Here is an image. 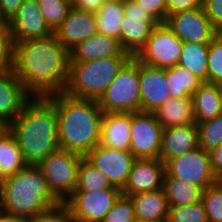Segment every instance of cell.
I'll return each instance as SVG.
<instances>
[{"label":"cell","instance_id":"1","mask_svg":"<svg viewBox=\"0 0 222 222\" xmlns=\"http://www.w3.org/2000/svg\"><path fill=\"white\" fill-rule=\"evenodd\" d=\"M70 53L51 35L15 43L14 71L32 97L64 92L69 78Z\"/></svg>","mask_w":222,"mask_h":222},{"label":"cell","instance_id":"2","mask_svg":"<svg viewBox=\"0 0 222 222\" xmlns=\"http://www.w3.org/2000/svg\"><path fill=\"white\" fill-rule=\"evenodd\" d=\"M9 130L28 164L37 165L60 149L57 109L49 97H32Z\"/></svg>","mask_w":222,"mask_h":222},{"label":"cell","instance_id":"3","mask_svg":"<svg viewBox=\"0 0 222 222\" xmlns=\"http://www.w3.org/2000/svg\"><path fill=\"white\" fill-rule=\"evenodd\" d=\"M49 98L57 109L60 149L85 157L101 139L103 110L98 100L74 98L65 92Z\"/></svg>","mask_w":222,"mask_h":222},{"label":"cell","instance_id":"4","mask_svg":"<svg viewBox=\"0 0 222 222\" xmlns=\"http://www.w3.org/2000/svg\"><path fill=\"white\" fill-rule=\"evenodd\" d=\"M58 203L36 164H28L13 176L0 181V211L26 222Z\"/></svg>","mask_w":222,"mask_h":222},{"label":"cell","instance_id":"5","mask_svg":"<svg viewBox=\"0 0 222 222\" xmlns=\"http://www.w3.org/2000/svg\"><path fill=\"white\" fill-rule=\"evenodd\" d=\"M131 57L111 56L87 62H69V78L64 92L74 98L99 100Z\"/></svg>","mask_w":222,"mask_h":222},{"label":"cell","instance_id":"6","mask_svg":"<svg viewBox=\"0 0 222 222\" xmlns=\"http://www.w3.org/2000/svg\"><path fill=\"white\" fill-rule=\"evenodd\" d=\"M103 113L141 112L139 61L131 57L98 100Z\"/></svg>","mask_w":222,"mask_h":222},{"label":"cell","instance_id":"7","mask_svg":"<svg viewBox=\"0 0 222 222\" xmlns=\"http://www.w3.org/2000/svg\"><path fill=\"white\" fill-rule=\"evenodd\" d=\"M82 158L77 153L59 149L37 164L48 189L59 202H64L76 190Z\"/></svg>","mask_w":222,"mask_h":222},{"label":"cell","instance_id":"8","mask_svg":"<svg viewBox=\"0 0 222 222\" xmlns=\"http://www.w3.org/2000/svg\"><path fill=\"white\" fill-rule=\"evenodd\" d=\"M183 41L174 32L160 23L155 26L145 45L134 58L150 67L168 69L178 64Z\"/></svg>","mask_w":222,"mask_h":222},{"label":"cell","instance_id":"9","mask_svg":"<svg viewBox=\"0 0 222 222\" xmlns=\"http://www.w3.org/2000/svg\"><path fill=\"white\" fill-rule=\"evenodd\" d=\"M123 6L124 17L121 21L119 42L122 49L134 57L149 39L153 28L160 22L135 0H126Z\"/></svg>","mask_w":222,"mask_h":222},{"label":"cell","instance_id":"10","mask_svg":"<svg viewBox=\"0 0 222 222\" xmlns=\"http://www.w3.org/2000/svg\"><path fill=\"white\" fill-rule=\"evenodd\" d=\"M121 194L119 188L74 191L64 203L75 221L102 222Z\"/></svg>","mask_w":222,"mask_h":222},{"label":"cell","instance_id":"11","mask_svg":"<svg viewBox=\"0 0 222 222\" xmlns=\"http://www.w3.org/2000/svg\"><path fill=\"white\" fill-rule=\"evenodd\" d=\"M165 165L170 176L197 185L203 190L218 182L211 169L209 153L200 147L170 159Z\"/></svg>","mask_w":222,"mask_h":222},{"label":"cell","instance_id":"12","mask_svg":"<svg viewBox=\"0 0 222 222\" xmlns=\"http://www.w3.org/2000/svg\"><path fill=\"white\" fill-rule=\"evenodd\" d=\"M162 131L154 113H132L129 151L135 158L159 159Z\"/></svg>","mask_w":222,"mask_h":222},{"label":"cell","instance_id":"13","mask_svg":"<svg viewBox=\"0 0 222 222\" xmlns=\"http://www.w3.org/2000/svg\"><path fill=\"white\" fill-rule=\"evenodd\" d=\"M84 158L102 171L112 186L121 190L136 159L129 150L111 149L100 143Z\"/></svg>","mask_w":222,"mask_h":222},{"label":"cell","instance_id":"14","mask_svg":"<svg viewBox=\"0 0 222 222\" xmlns=\"http://www.w3.org/2000/svg\"><path fill=\"white\" fill-rule=\"evenodd\" d=\"M164 23L183 42L210 44L218 34L212 27L203 7L172 14Z\"/></svg>","mask_w":222,"mask_h":222},{"label":"cell","instance_id":"15","mask_svg":"<svg viewBox=\"0 0 222 222\" xmlns=\"http://www.w3.org/2000/svg\"><path fill=\"white\" fill-rule=\"evenodd\" d=\"M14 43L26 39L46 38L54 34L44 19L36 0H25L8 22Z\"/></svg>","mask_w":222,"mask_h":222},{"label":"cell","instance_id":"16","mask_svg":"<svg viewBox=\"0 0 222 222\" xmlns=\"http://www.w3.org/2000/svg\"><path fill=\"white\" fill-rule=\"evenodd\" d=\"M96 33L98 32L95 13L79 10L74 6L54 30L55 37L69 53Z\"/></svg>","mask_w":222,"mask_h":222},{"label":"cell","instance_id":"17","mask_svg":"<svg viewBox=\"0 0 222 222\" xmlns=\"http://www.w3.org/2000/svg\"><path fill=\"white\" fill-rule=\"evenodd\" d=\"M165 172L166 165L161 159L136 158L122 194L131 196L163 189Z\"/></svg>","mask_w":222,"mask_h":222},{"label":"cell","instance_id":"18","mask_svg":"<svg viewBox=\"0 0 222 222\" xmlns=\"http://www.w3.org/2000/svg\"><path fill=\"white\" fill-rule=\"evenodd\" d=\"M141 112L154 113L171 98L165 69L150 67L139 62Z\"/></svg>","mask_w":222,"mask_h":222},{"label":"cell","instance_id":"19","mask_svg":"<svg viewBox=\"0 0 222 222\" xmlns=\"http://www.w3.org/2000/svg\"><path fill=\"white\" fill-rule=\"evenodd\" d=\"M32 96L17 78L14 69L0 72V120L8 126L22 112Z\"/></svg>","mask_w":222,"mask_h":222},{"label":"cell","instance_id":"20","mask_svg":"<svg viewBox=\"0 0 222 222\" xmlns=\"http://www.w3.org/2000/svg\"><path fill=\"white\" fill-rule=\"evenodd\" d=\"M198 147L197 124L164 128L162 131L160 158L165 164Z\"/></svg>","mask_w":222,"mask_h":222},{"label":"cell","instance_id":"21","mask_svg":"<svg viewBox=\"0 0 222 222\" xmlns=\"http://www.w3.org/2000/svg\"><path fill=\"white\" fill-rule=\"evenodd\" d=\"M111 56H131L125 52L118 39L96 33L70 52L69 62H87Z\"/></svg>","mask_w":222,"mask_h":222},{"label":"cell","instance_id":"22","mask_svg":"<svg viewBox=\"0 0 222 222\" xmlns=\"http://www.w3.org/2000/svg\"><path fill=\"white\" fill-rule=\"evenodd\" d=\"M132 113H103L100 144L119 150H129Z\"/></svg>","mask_w":222,"mask_h":222},{"label":"cell","instance_id":"23","mask_svg":"<svg viewBox=\"0 0 222 222\" xmlns=\"http://www.w3.org/2000/svg\"><path fill=\"white\" fill-rule=\"evenodd\" d=\"M136 219L166 222L169 204L163 189L131 195Z\"/></svg>","mask_w":222,"mask_h":222},{"label":"cell","instance_id":"24","mask_svg":"<svg viewBox=\"0 0 222 222\" xmlns=\"http://www.w3.org/2000/svg\"><path fill=\"white\" fill-rule=\"evenodd\" d=\"M154 114L163 129L196 123L192 97L170 98Z\"/></svg>","mask_w":222,"mask_h":222},{"label":"cell","instance_id":"25","mask_svg":"<svg viewBox=\"0 0 222 222\" xmlns=\"http://www.w3.org/2000/svg\"><path fill=\"white\" fill-rule=\"evenodd\" d=\"M192 100L196 124L222 115L219 84L203 82Z\"/></svg>","mask_w":222,"mask_h":222},{"label":"cell","instance_id":"26","mask_svg":"<svg viewBox=\"0 0 222 222\" xmlns=\"http://www.w3.org/2000/svg\"><path fill=\"white\" fill-rule=\"evenodd\" d=\"M163 190L169 207L192 205L202 199L203 189L187 181H182L165 172Z\"/></svg>","mask_w":222,"mask_h":222},{"label":"cell","instance_id":"27","mask_svg":"<svg viewBox=\"0 0 222 222\" xmlns=\"http://www.w3.org/2000/svg\"><path fill=\"white\" fill-rule=\"evenodd\" d=\"M27 165L13 134L8 130L0 137V181L13 176Z\"/></svg>","mask_w":222,"mask_h":222},{"label":"cell","instance_id":"28","mask_svg":"<svg viewBox=\"0 0 222 222\" xmlns=\"http://www.w3.org/2000/svg\"><path fill=\"white\" fill-rule=\"evenodd\" d=\"M208 50L209 44L183 42L178 64L208 83Z\"/></svg>","mask_w":222,"mask_h":222},{"label":"cell","instance_id":"29","mask_svg":"<svg viewBox=\"0 0 222 222\" xmlns=\"http://www.w3.org/2000/svg\"><path fill=\"white\" fill-rule=\"evenodd\" d=\"M97 32L116 39L121 38V21L124 17L122 1L106 0L95 13Z\"/></svg>","mask_w":222,"mask_h":222},{"label":"cell","instance_id":"30","mask_svg":"<svg viewBox=\"0 0 222 222\" xmlns=\"http://www.w3.org/2000/svg\"><path fill=\"white\" fill-rule=\"evenodd\" d=\"M165 77L171 98L192 97L203 83L179 64L165 69Z\"/></svg>","mask_w":222,"mask_h":222},{"label":"cell","instance_id":"31","mask_svg":"<svg viewBox=\"0 0 222 222\" xmlns=\"http://www.w3.org/2000/svg\"><path fill=\"white\" fill-rule=\"evenodd\" d=\"M109 188L117 187L112 186L105 174L83 157L78 170V183L75 191H95Z\"/></svg>","mask_w":222,"mask_h":222},{"label":"cell","instance_id":"32","mask_svg":"<svg viewBox=\"0 0 222 222\" xmlns=\"http://www.w3.org/2000/svg\"><path fill=\"white\" fill-rule=\"evenodd\" d=\"M198 147L209 152L222 145V115L197 124Z\"/></svg>","mask_w":222,"mask_h":222},{"label":"cell","instance_id":"33","mask_svg":"<svg viewBox=\"0 0 222 222\" xmlns=\"http://www.w3.org/2000/svg\"><path fill=\"white\" fill-rule=\"evenodd\" d=\"M49 27L54 31L66 18L73 2L69 0H36Z\"/></svg>","mask_w":222,"mask_h":222},{"label":"cell","instance_id":"34","mask_svg":"<svg viewBox=\"0 0 222 222\" xmlns=\"http://www.w3.org/2000/svg\"><path fill=\"white\" fill-rule=\"evenodd\" d=\"M166 222H208L202 201L176 207H169Z\"/></svg>","mask_w":222,"mask_h":222},{"label":"cell","instance_id":"35","mask_svg":"<svg viewBox=\"0 0 222 222\" xmlns=\"http://www.w3.org/2000/svg\"><path fill=\"white\" fill-rule=\"evenodd\" d=\"M208 222H222V182L207 187L202 192Z\"/></svg>","mask_w":222,"mask_h":222},{"label":"cell","instance_id":"36","mask_svg":"<svg viewBox=\"0 0 222 222\" xmlns=\"http://www.w3.org/2000/svg\"><path fill=\"white\" fill-rule=\"evenodd\" d=\"M208 83L222 84V33H218L209 44Z\"/></svg>","mask_w":222,"mask_h":222},{"label":"cell","instance_id":"37","mask_svg":"<svg viewBox=\"0 0 222 222\" xmlns=\"http://www.w3.org/2000/svg\"><path fill=\"white\" fill-rule=\"evenodd\" d=\"M136 214L130 196L121 194L102 222H134Z\"/></svg>","mask_w":222,"mask_h":222},{"label":"cell","instance_id":"38","mask_svg":"<svg viewBox=\"0 0 222 222\" xmlns=\"http://www.w3.org/2000/svg\"><path fill=\"white\" fill-rule=\"evenodd\" d=\"M15 63V43L9 28L0 30V72L12 69Z\"/></svg>","mask_w":222,"mask_h":222},{"label":"cell","instance_id":"39","mask_svg":"<svg viewBox=\"0 0 222 222\" xmlns=\"http://www.w3.org/2000/svg\"><path fill=\"white\" fill-rule=\"evenodd\" d=\"M69 208L64 202H59L57 205L49 208L46 211L35 215L28 222H74Z\"/></svg>","mask_w":222,"mask_h":222},{"label":"cell","instance_id":"40","mask_svg":"<svg viewBox=\"0 0 222 222\" xmlns=\"http://www.w3.org/2000/svg\"><path fill=\"white\" fill-rule=\"evenodd\" d=\"M202 7L212 27L222 33V0H203Z\"/></svg>","mask_w":222,"mask_h":222},{"label":"cell","instance_id":"41","mask_svg":"<svg viewBox=\"0 0 222 222\" xmlns=\"http://www.w3.org/2000/svg\"><path fill=\"white\" fill-rule=\"evenodd\" d=\"M145 11L151 13L155 19L164 23L166 20V0H135Z\"/></svg>","mask_w":222,"mask_h":222},{"label":"cell","instance_id":"42","mask_svg":"<svg viewBox=\"0 0 222 222\" xmlns=\"http://www.w3.org/2000/svg\"><path fill=\"white\" fill-rule=\"evenodd\" d=\"M203 0H166V18L172 14L201 8Z\"/></svg>","mask_w":222,"mask_h":222},{"label":"cell","instance_id":"43","mask_svg":"<svg viewBox=\"0 0 222 222\" xmlns=\"http://www.w3.org/2000/svg\"><path fill=\"white\" fill-rule=\"evenodd\" d=\"M212 172L218 182H222V145L208 152Z\"/></svg>","mask_w":222,"mask_h":222},{"label":"cell","instance_id":"44","mask_svg":"<svg viewBox=\"0 0 222 222\" xmlns=\"http://www.w3.org/2000/svg\"><path fill=\"white\" fill-rule=\"evenodd\" d=\"M25 0H0V10L9 22Z\"/></svg>","mask_w":222,"mask_h":222},{"label":"cell","instance_id":"45","mask_svg":"<svg viewBox=\"0 0 222 222\" xmlns=\"http://www.w3.org/2000/svg\"><path fill=\"white\" fill-rule=\"evenodd\" d=\"M106 0H75L73 6L79 10L96 13Z\"/></svg>","mask_w":222,"mask_h":222},{"label":"cell","instance_id":"46","mask_svg":"<svg viewBox=\"0 0 222 222\" xmlns=\"http://www.w3.org/2000/svg\"><path fill=\"white\" fill-rule=\"evenodd\" d=\"M0 222H26L21 218L0 211Z\"/></svg>","mask_w":222,"mask_h":222},{"label":"cell","instance_id":"47","mask_svg":"<svg viewBox=\"0 0 222 222\" xmlns=\"http://www.w3.org/2000/svg\"><path fill=\"white\" fill-rule=\"evenodd\" d=\"M8 28V21L2 14V11L0 10V30H6Z\"/></svg>","mask_w":222,"mask_h":222},{"label":"cell","instance_id":"48","mask_svg":"<svg viewBox=\"0 0 222 222\" xmlns=\"http://www.w3.org/2000/svg\"><path fill=\"white\" fill-rule=\"evenodd\" d=\"M9 130V126L0 120V137Z\"/></svg>","mask_w":222,"mask_h":222},{"label":"cell","instance_id":"49","mask_svg":"<svg viewBox=\"0 0 222 222\" xmlns=\"http://www.w3.org/2000/svg\"><path fill=\"white\" fill-rule=\"evenodd\" d=\"M220 96H221V107H222V84H219Z\"/></svg>","mask_w":222,"mask_h":222},{"label":"cell","instance_id":"50","mask_svg":"<svg viewBox=\"0 0 222 222\" xmlns=\"http://www.w3.org/2000/svg\"><path fill=\"white\" fill-rule=\"evenodd\" d=\"M134 222H153V221H145V220L136 219Z\"/></svg>","mask_w":222,"mask_h":222}]
</instances>
